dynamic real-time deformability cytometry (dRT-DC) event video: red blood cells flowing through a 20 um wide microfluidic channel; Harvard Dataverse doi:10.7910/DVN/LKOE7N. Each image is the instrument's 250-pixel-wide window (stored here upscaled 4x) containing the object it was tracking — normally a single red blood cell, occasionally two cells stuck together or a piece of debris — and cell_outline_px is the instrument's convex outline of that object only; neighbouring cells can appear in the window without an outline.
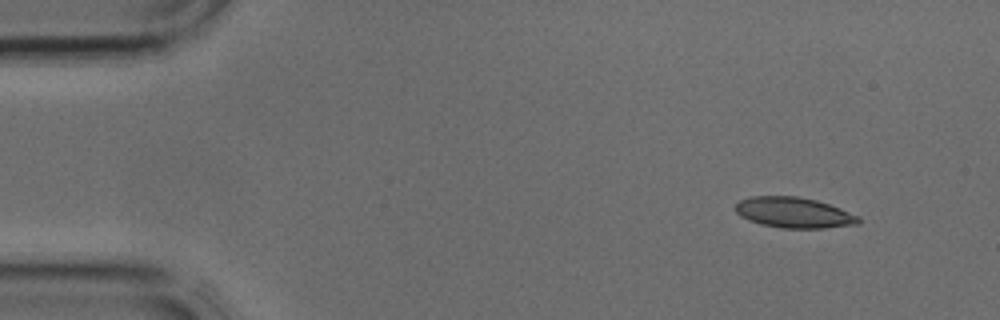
{"species": "common noctule bat (a hibernating species)", "species_latin": "Nyctalus noctula", "temperature_condition": "cold", "stored_images_in_passage": 4, "camera_frame_rate_fps": 3000, "um_per_image_px": 0.085, "animal": {"sex": "male", "body_mass_g": 17.9, "forearm_length_mm": 54.2}, "frame": {"image": 1, "passage_image": 1, "time_ms": 0.0, "image_size_px": [1000, 320], "cell_outline_px": [[860, 224], [824, 228], [780, 228], [760, 224], [748, 220], [740, 216], [736, 212], [736, 204], [740, 200], [752, 196], [796, 196], [816, 200], [840, 208], [860, 216]], "centroid_in_image_um": [67.49, 18.08], "position_along_channel_um": 17.5, "area_um2": 22.02}}
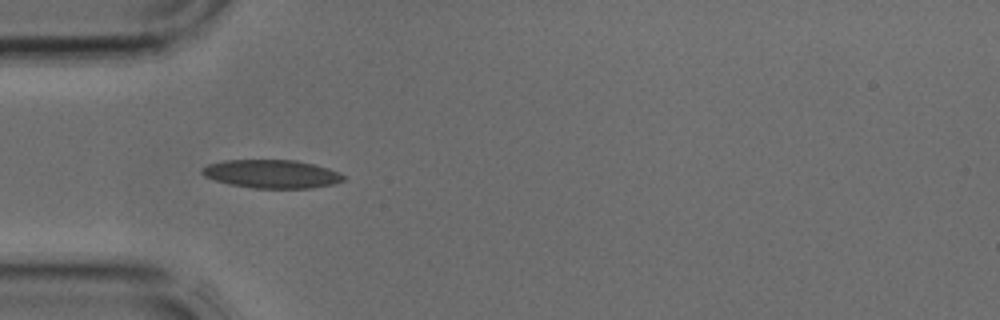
{"frame": {"image": 2, "passage_image": 3, "time_ms": 0.667, "image_size_px": [1000, 320], "cell_outline_px": [[344, 180], [332, 184], [312, 188], [252, 188], [232, 184], [216, 180], [204, 176], [200, 172], [208, 164], [224, 160], [296, 160], [328, 168], [340, 172], [344, 176]], "centroid_in_image_um": [23.11, 14.78], "position_along_channel_um": 61.9, "area_um2": 23.18}}